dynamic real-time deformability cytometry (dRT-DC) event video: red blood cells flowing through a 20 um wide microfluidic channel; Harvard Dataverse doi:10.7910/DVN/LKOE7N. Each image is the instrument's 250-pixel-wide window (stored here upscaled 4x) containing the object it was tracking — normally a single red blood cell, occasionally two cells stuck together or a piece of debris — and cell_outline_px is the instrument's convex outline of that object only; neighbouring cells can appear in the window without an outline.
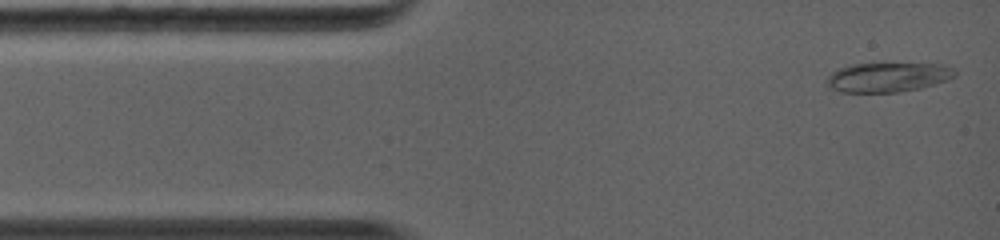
{"species": "common noctule bat (a hibernating species)", "species_latin": "Nyctalus noctula", "temperature_condition": "warm", "stored_images_in_passage": 53, "camera_frame_rate_fps": 5000, "um_per_image_px": 0.085, "animal": {"sex": "female", "body_mass_g": 19.0, "forearm_length_mm": 56.7}, "frame": {"image": 1, "passage_image": 2, "time_ms": 0.2, "image_size_px": [1000, 240], "cell_outline_px": [[956, 76], [948, 80], [920, 88], [896, 92], [840, 92], [832, 88], [824, 80], [832, 72], [840, 68], [852, 64], [944, 64], [952, 68], [956, 72]], "centroid_in_image_um": [75.47, 6.56], "position_along_channel_um": 9.5, "area_um2": 21.85}}
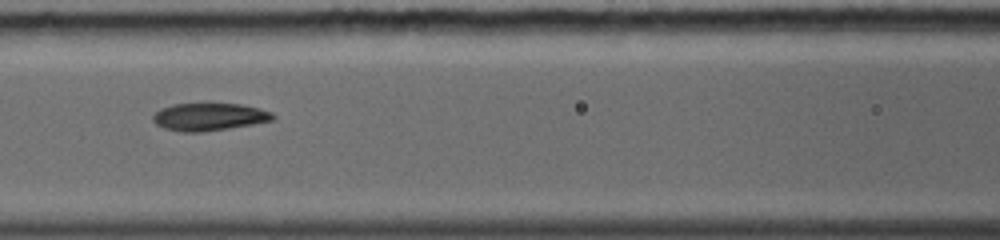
{"frame": {"image": 2, "passage_image": 23, "time_ms": 4.8, "image_size_px": [1000, 240], "cell_outline_px": [[276, 116], [272, 120], [252, 124], [228, 128], [200, 132], [184, 132], [164, 128], [156, 124], [152, 120], [152, 116], [160, 108], [172, 104], [240, 104], [272, 112]], "centroid_in_image_um": [17.74, 9.93], "position_along_channel_um": 148.9, "area_um2": 19.02}}
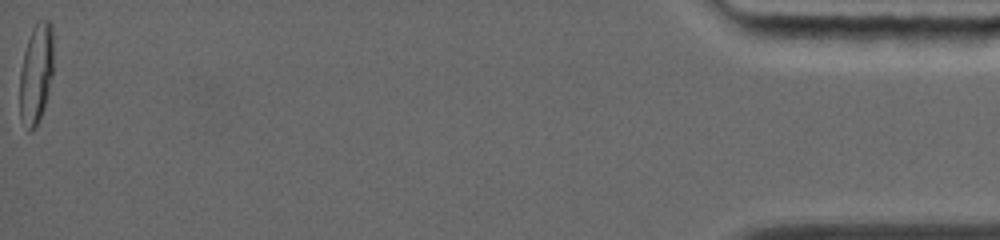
{"frame": {"image": 3, "passage_image": 53, "time_ms": 14.4, "image_size_px": [1000, 240], "cell_outline_px": [[52, 76], [44, 108], [40, 120], [36, 128], [28, 132], [20, 120], [20, 72], [24, 52], [32, 28], [36, 20], [48, 20], [52, 24]], "centroid_in_image_um": [3.06, 6.3], "position_along_channel_um": 432.1, "area_um2": 19.83}, "authors_computed_cell_mechanics": {"area_um2": 19.8254, "velocity_mm_per_s": 4.436, "shape_relaxation_time_tau1_ms": null, "shape_relaxation_time_tau2_ms": 1.748, "deformation_change_tau1": null, "deformation_change_tau2": 0.0468}}